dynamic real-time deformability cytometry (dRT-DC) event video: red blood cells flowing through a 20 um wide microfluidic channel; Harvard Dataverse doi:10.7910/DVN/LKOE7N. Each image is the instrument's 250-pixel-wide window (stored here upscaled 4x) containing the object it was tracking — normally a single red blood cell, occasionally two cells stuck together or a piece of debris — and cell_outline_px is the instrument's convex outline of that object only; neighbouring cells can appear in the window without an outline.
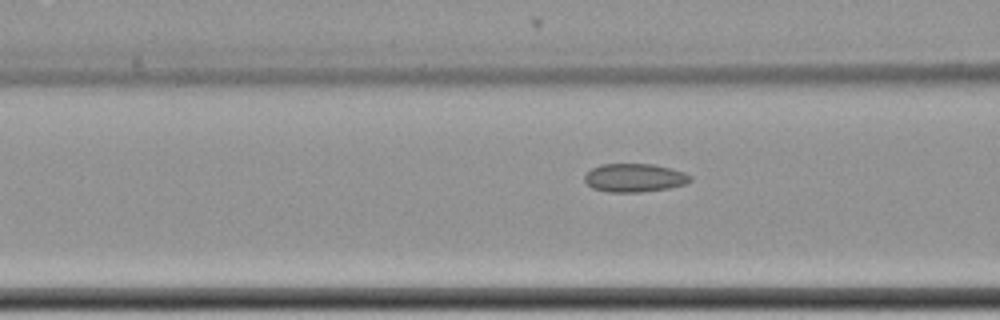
{"species": "common noctule bat (a hibernating species)", "species_latin": "Nyctalus noctula", "temperature_condition": "cold", "stored_images_in_passage": 21, "camera_frame_rate_fps": 3000, "um_per_image_px": 0.085, "animal": {"sex": "female", "body_mass_g": 22.7, "forearm_length_mm": 54.2}, "frame": {"image": 1, "passage_image": 4, "time_ms": 1.0, "image_size_px": [1000, 320], "cell_outline_px": [[692, 180], [684, 184], [668, 188], [640, 192], [608, 192], [592, 188], [584, 180], [584, 176], [592, 168], [600, 164], [652, 164], [672, 168], [684, 172], [692, 176]], "centroid_in_image_um": [53.93, 15.11], "position_along_channel_um": 112.7, "area_um2": 17.51}}
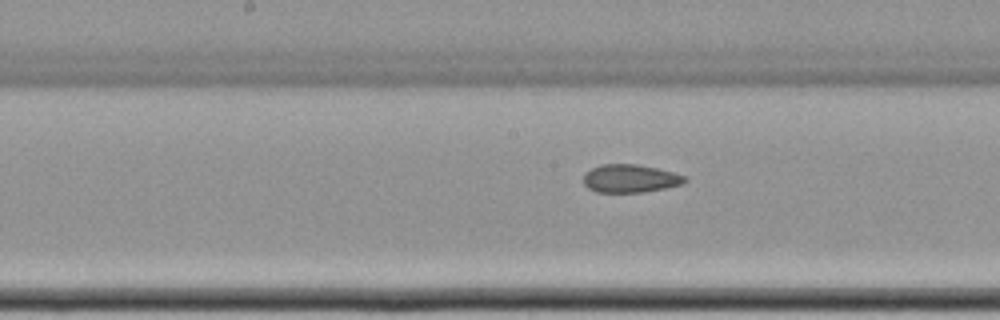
{"frame": {"image": 2, "passage_image": 11, "time_ms": 3.333, "image_size_px": [1000, 320], "cell_outline_px": [[688, 180], [684, 184], [644, 192], [596, 192], [588, 188], [584, 184], [584, 176], [592, 168], [600, 164], [636, 164], [656, 168], [688, 176]], "centroid_in_image_um": [53.61, 15.17], "position_along_channel_um": 194.6, "area_um2": 16.59}}
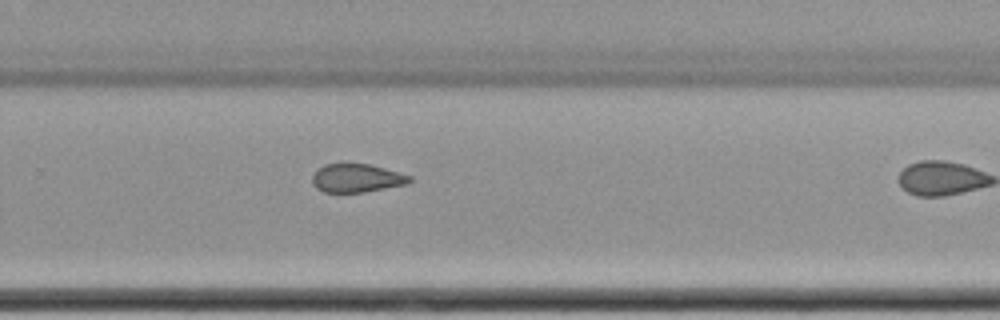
{"frame": {"image": 3, "passage_image": 20, "time_ms": 6.333, "image_size_px": [1000, 320], "cell_outline_px": [[412, 180], [408, 184], [364, 192], [324, 192], [316, 188], [312, 184], [312, 176], [316, 168], [324, 164], [368, 164], [384, 168], [412, 176]], "centroid_in_image_um": [30.3, 15.14], "position_along_channel_um": 299.5, "area_um2": 16.18}}